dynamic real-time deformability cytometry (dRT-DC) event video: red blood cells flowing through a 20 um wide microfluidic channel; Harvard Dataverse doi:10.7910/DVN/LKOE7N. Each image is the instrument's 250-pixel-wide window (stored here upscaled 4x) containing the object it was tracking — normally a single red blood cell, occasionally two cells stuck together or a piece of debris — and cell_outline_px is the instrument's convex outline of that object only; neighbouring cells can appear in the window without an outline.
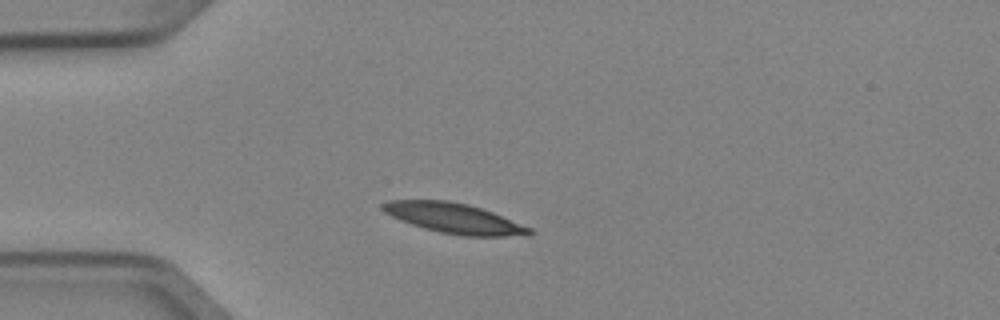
{"species": "Egyptian fruit bat (a non-hibernating species)", "species_latin": "Rousettus aegyptiacus", "temperature_condition": "cold", "stored_images_in_passage": 1, "camera_frame_rate_fps": 3000, "um_per_image_px": 0.085, "animal": {"sex": "female"}, "frame": {"image": 1, "passage_image": 1, "time_ms": 0.0, "image_size_px": [1000, 320], "cell_outline_px": [[532, 232], [528, 236], [460, 236], [440, 232], [424, 228], [400, 220], [384, 212], [380, 208], [380, 204], [388, 200], [448, 200], [468, 204], [492, 212], [532, 228]], "centroid_in_image_um": [38.58, 18.55], "position_along_channel_um": 46.4, "area_um2": 25.78}}